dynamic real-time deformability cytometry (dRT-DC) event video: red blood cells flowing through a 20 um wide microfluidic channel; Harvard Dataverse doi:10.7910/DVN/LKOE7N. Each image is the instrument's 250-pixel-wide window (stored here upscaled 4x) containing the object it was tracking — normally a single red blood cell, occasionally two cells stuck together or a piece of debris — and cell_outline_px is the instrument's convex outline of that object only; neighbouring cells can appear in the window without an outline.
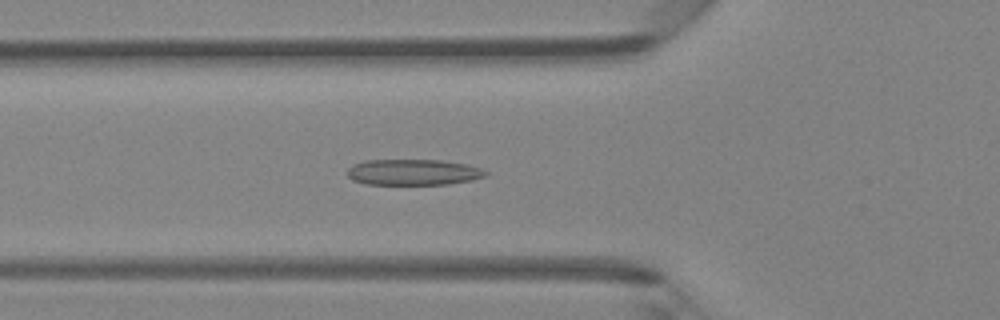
{"species": "Egyptian fruit bat (a non-hibernating species)", "species_latin": "Rousettus aegyptiacus", "temperature_condition": "room temperature", "stored_images_in_passage": 38, "camera_frame_rate_fps": 3000, "um_per_image_px": 0.085, "animal": {"sex": "female"}, "frame": {"image": 1, "passage_image": 8, "time_ms": 2.333, "image_size_px": [1000, 320], "cell_outline_px": [[488, 176], [472, 180], [448, 184], [364, 184], [352, 180], [348, 176], [348, 168], [352, 164], [364, 160], [440, 160], [464, 164], [480, 168], [488, 172]], "centroid_in_image_um": [35.11, 14.64], "position_along_channel_um": 90.7, "area_um2": 20.92}}
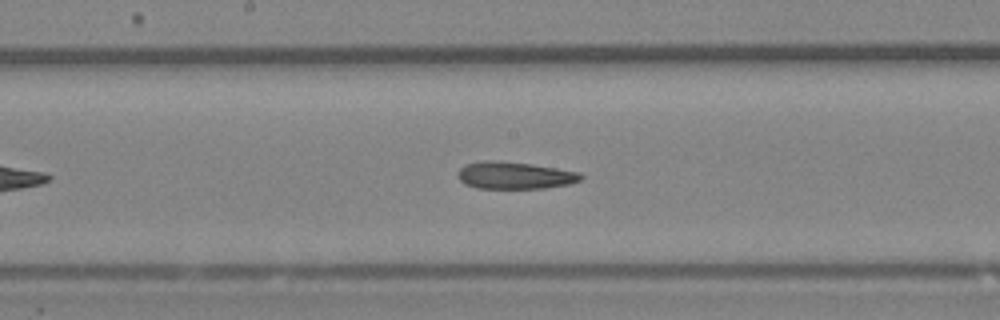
{"frame": {"image": 2, "passage_image": 16, "time_ms": 5.0, "image_size_px": [1000, 320], "cell_outline_px": [[584, 176], [580, 180], [568, 184], [544, 188], [480, 188], [464, 184], [460, 180], [460, 168], [464, 164], [484, 160], [496, 160], [532, 164], [580, 172]], "centroid_in_image_um": [43.76, 14.9], "position_along_channel_um": 204.4, "area_um2": 19.36}}
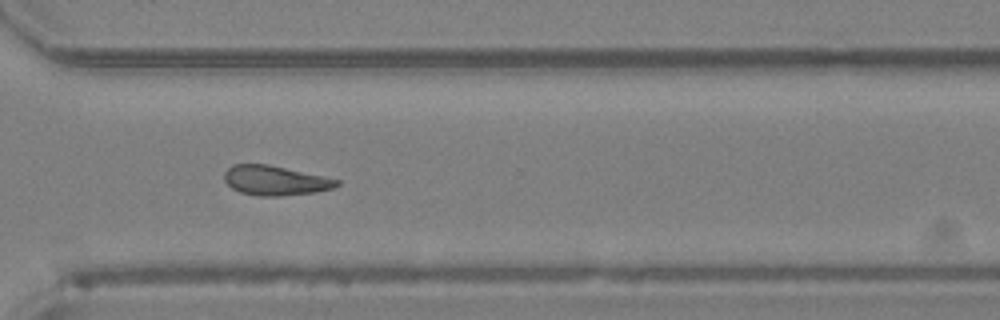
{"frame": {"image": 3, "passage_image": 26, "time_ms": 8.333, "image_size_px": [1000, 320], "cell_outline_px": [[340, 184], [332, 188], [316, 192], [280, 196], [260, 196], [240, 192], [232, 188], [224, 180], [224, 172], [232, 164], [268, 164], [324, 176], [340, 180]], "centroid_in_image_um": [23.38, 15.34], "position_along_channel_um": 347.2, "area_um2": 19.42}, "authors_computed_cell_mechanics": {"area_um2": 19.8254, "velocity_mm_per_s": 4.2843, "shape_relaxation_time_tau1_ms": null, "shape_relaxation_time_tau2_ms": 4.7105, "deformation_change_tau1": null, "deformation_change_tau2": 0.1185}}